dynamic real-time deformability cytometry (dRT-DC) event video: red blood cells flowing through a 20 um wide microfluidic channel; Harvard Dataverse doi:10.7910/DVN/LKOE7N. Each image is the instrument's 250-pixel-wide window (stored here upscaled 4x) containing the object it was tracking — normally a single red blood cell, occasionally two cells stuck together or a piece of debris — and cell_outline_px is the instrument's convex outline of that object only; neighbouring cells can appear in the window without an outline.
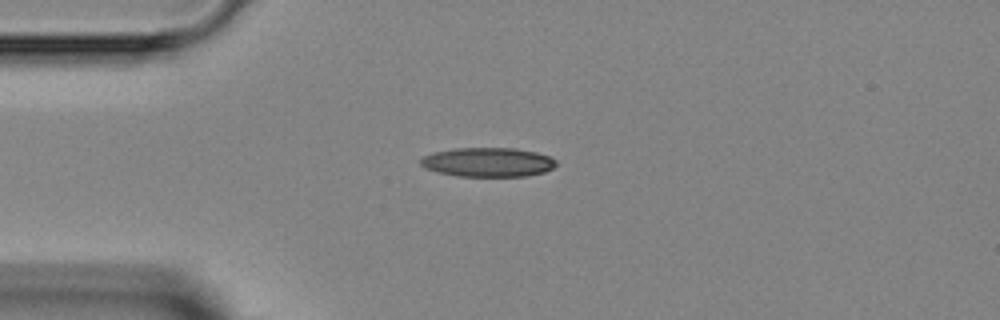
{"species": "Egyptian fruit bat (a non-hibernating species)", "species_latin": "Rousettus aegyptiacus", "temperature_condition": "room temperature", "stored_images_in_passage": 3, "camera_frame_rate_fps": 3000, "um_per_image_px": 0.085, "animal": {"sex": "female"}, "frame": {"image": 1, "passage_image": 2, "time_ms": 1.0, "image_size_px": [1000, 320], "cell_outline_px": [[556, 164], [552, 168], [544, 172], [528, 176], [456, 176], [424, 168], [420, 164], [420, 160], [424, 156], [432, 152], [452, 148], [516, 148], [536, 152], [548, 156], [556, 160]], "centroid_in_image_um": [41.46, 13.78], "position_along_channel_um": 43.5, "area_um2": 23.12}}